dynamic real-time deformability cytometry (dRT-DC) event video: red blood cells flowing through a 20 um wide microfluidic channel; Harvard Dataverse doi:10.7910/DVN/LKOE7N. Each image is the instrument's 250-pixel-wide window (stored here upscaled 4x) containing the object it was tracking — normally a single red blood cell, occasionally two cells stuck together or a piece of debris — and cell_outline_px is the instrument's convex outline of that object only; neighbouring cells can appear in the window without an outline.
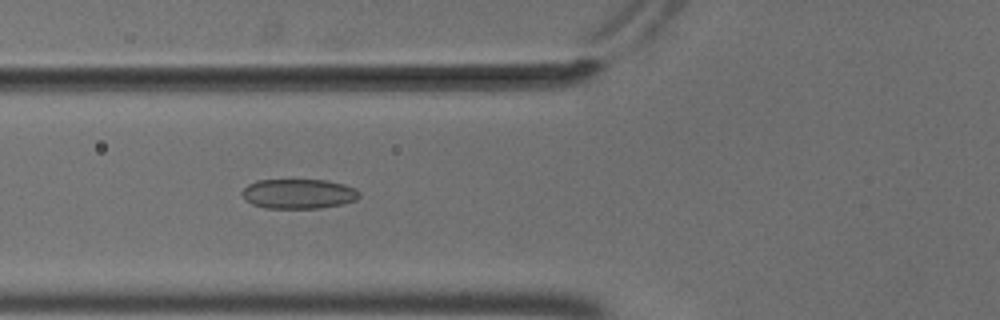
{"species": "common noctule bat (a hibernating species)", "species_latin": "Nyctalus noctula", "temperature_condition": "cold", "stored_images_in_passage": 55, "camera_frame_rate_fps": 3000, "um_per_image_px": 0.085, "animal": {"sex": "male", "body_mass_g": 18.8}, "frame": {"image": 1, "passage_image": 21, "time_ms": 6.667, "image_size_px": [1000, 320], "cell_outline_px": [[360, 196], [356, 200], [340, 204], [320, 208], [264, 208], [252, 204], [244, 200], [240, 192], [248, 184], [256, 180], [328, 180], [344, 184], [356, 188], [360, 192]], "centroid_in_image_um": [25.36, 16.47], "position_along_channel_um": 100.4, "area_um2": 20.52}}
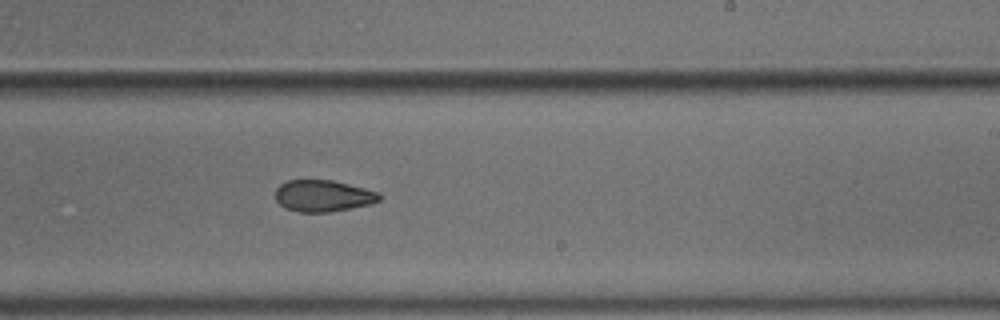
{"frame": {"image": 2, "passage_image": 34, "time_ms": 11.0, "image_size_px": [1000, 320], "cell_outline_px": [[384, 196], [380, 200], [372, 204], [352, 208], [328, 212], [300, 212], [284, 208], [276, 200], [276, 188], [280, 184], [288, 180], [332, 180], [380, 192]], "centroid_in_image_um": [27.5, 16.65], "position_along_channel_um": 261.5, "area_um2": 19.31}}
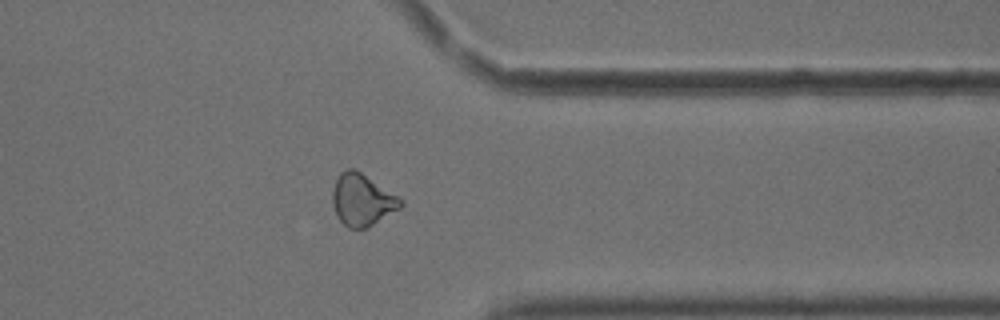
{"frame": {"image": 3, "passage_image": 44, "time_ms": 14.333, "image_size_px": [1000, 320], "cell_outline_px": [[404, 204], [400, 208], [368, 228], [348, 228], [336, 216], [332, 204], [332, 192], [336, 180], [340, 172], [348, 168], [356, 168], [404, 200]], "centroid_in_image_um": [30.78, 16.98], "position_along_channel_um": 380.6, "area_um2": 20.81}, "authors_computed_cell_mechanics": {"area_um2": 20.519, "velocity_mm_per_s": 3.7037, "shape_relaxation_time_tau1_ms": null, "shape_relaxation_time_tau2_ms": 5.6699, "deformation_change_tau1": null, "deformation_change_tau2": 0.1216}}